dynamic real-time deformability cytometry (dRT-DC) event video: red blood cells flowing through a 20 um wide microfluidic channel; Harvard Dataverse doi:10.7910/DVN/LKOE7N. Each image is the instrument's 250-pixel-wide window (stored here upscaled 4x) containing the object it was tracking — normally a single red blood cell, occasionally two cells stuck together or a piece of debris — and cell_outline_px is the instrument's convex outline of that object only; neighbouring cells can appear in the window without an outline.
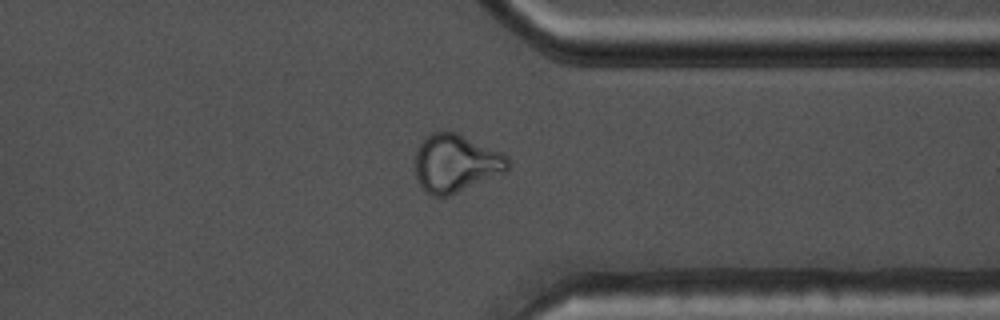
{"species": "common noctule bat (a hibernating species)", "species_latin": "Nyctalus noctula", "temperature_condition": "warm", "stored_images_in_passage": 42, "camera_frame_rate_fps": 3000, "um_per_image_px": 0.085, "animal": {"sex": "male", "body_mass_g": 17.5, "forearm_length_mm": 52.3}, "frame": {"image": 1, "passage_image": 30, "time_ms": 9.667, "image_size_px": [1000, 320], "cell_outline_px": [[508, 172], [448, 196], [432, 196], [420, 184], [416, 176], [416, 152], [420, 144], [428, 132], [456, 132], [500, 152], [508, 156]], "centroid_in_image_um": [38.75, 13.88], "position_along_channel_um": 372.6, "area_um2": 31.1}}
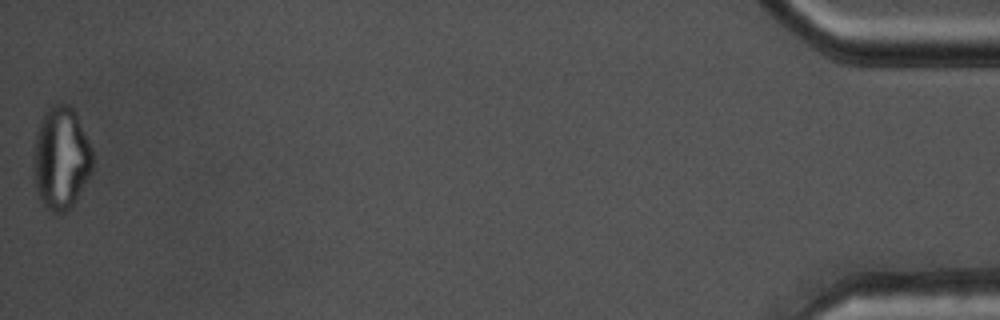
{"frame": {"image": 2, "passage_image": 42, "time_ms": 13.667, "image_size_px": [1000, 320], "cell_outline_px": [[92, 172], [72, 204], [60, 216], [52, 212], [44, 204], [36, 188], [32, 156], [36, 132], [44, 112], [52, 104], [68, 104], [76, 112], [92, 148]], "centroid_in_image_um": [5.18, 13.41], "position_along_channel_um": 430.0, "area_um2": 35.32}, "authors_computed_cell_mechanics": {"area_um2": 29.4491, "velocity_mm_per_s": 3.7876, "shape_relaxation_time_tau1_ms": null, "shape_relaxation_time_tau2_ms": 1.7839, "deformation_change_tau1": null, "deformation_change_tau2": 0.0973}}